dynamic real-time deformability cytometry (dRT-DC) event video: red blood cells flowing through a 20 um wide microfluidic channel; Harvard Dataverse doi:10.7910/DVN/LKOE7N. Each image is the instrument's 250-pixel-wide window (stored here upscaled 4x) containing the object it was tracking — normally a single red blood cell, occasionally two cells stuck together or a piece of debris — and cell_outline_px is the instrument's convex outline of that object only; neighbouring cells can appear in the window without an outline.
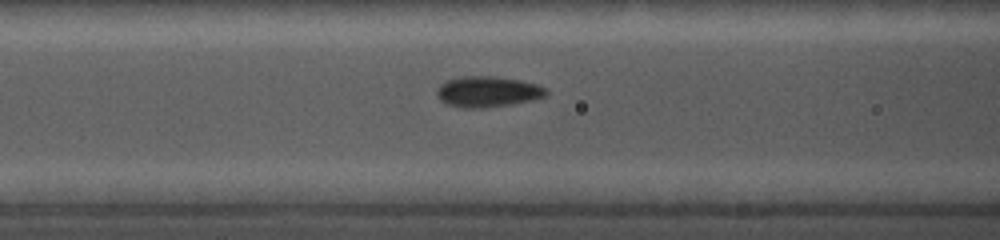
{"species": "common noctule bat (a hibernating species)", "species_latin": "Nyctalus noctula", "temperature_condition": "cold", "stored_images_in_passage": 36, "camera_frame_rate_fps": 5000, "um_per_image_px": 0.085, "animal": {"sex": "female", "body_mass_g": 19.0, "forearm_length_mm": 56.7}, "frame": {"image": 1, "passage_image": 13, "time_ms": 4.4, "image_size_px": [1000, 240], "cell_outline_px": [[548, 92], [544, 96], [532, 100], [512, 104], [484, 108], [460, 108], [448, 104], [440, 100], [436, 92], [440, 84], [448, 80], [464, 76], [492, 76], [520, 80], [536, 84], [544, 88]], "centroid_in_image_um": [41.43, 7.8], "position_along_channel_um": 125.2, "area_um2": 19.48}}
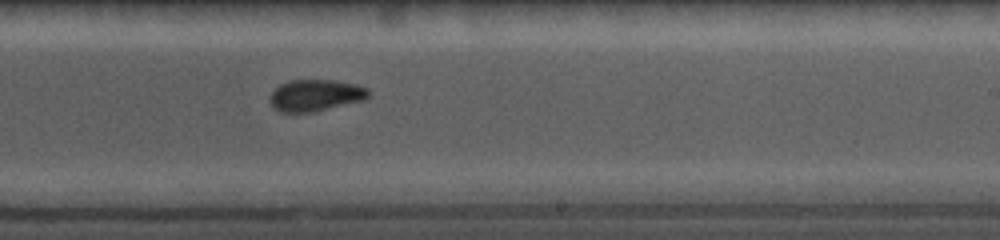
{"frame": {"image": 2, "passage_image": 22, "time_ms": 8.0, "image_size_px": [1000, 240], "cell_outline_px": [[368, 96], [364, 100], [308, 112], [280, 112], [272, 108], [272, 92], [280, 84], [292, 80], [336, 80], [368, 88]], "centroid_in_image_um": [26.8, 8.09], "position_along_channel_um": 262.2, "area_um2": 17.69}}
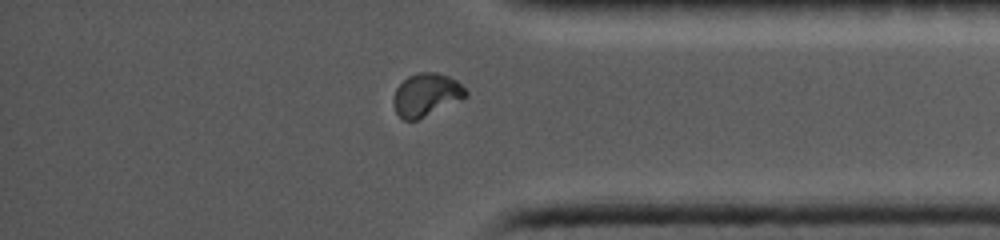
{"frame": {"image": 3, "passage_image": 31, "time_ms": 11.6, "image_size_px": [1000, 240], "cell_outline_px": [[468, 96], [416, 120], [404, 120], [396, 112], [392, 104], [392, 100], [396, 88], [408, 76], [420, 72], [436, 72], [448, 76], [456, 80], [468, 92]], "centroid_in_image_um": [36.21, 8.05], "position_along_channel_um": 399.0, "area_um2": 17.86}}